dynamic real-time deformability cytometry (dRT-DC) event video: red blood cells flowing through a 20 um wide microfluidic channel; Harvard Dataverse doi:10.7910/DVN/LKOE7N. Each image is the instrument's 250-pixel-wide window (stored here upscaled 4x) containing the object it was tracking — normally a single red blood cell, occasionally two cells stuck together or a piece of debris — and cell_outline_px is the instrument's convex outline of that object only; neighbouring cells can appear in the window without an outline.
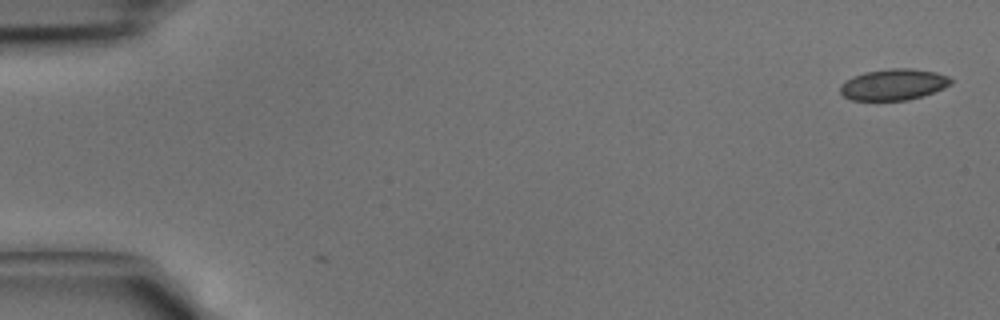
{"species": "common noctule bat (a hibernating species)", "species_latin": "Nyctalus noctula", "temperature_condition": "cold", "stored_images_in_passage": 2, "camera_frame_rate_fps": 3000, "um_per_image_px": 0.085, "animal": {"sex": "male", "body_mass_g": 15.6}, "frame": {"image": 1, "passage_image": 2, "time_ms": 0.333, "image_size_px": [1000, 320], "cell_outline_px": [[952, 84], [944, 88], [908, 100], [852, 100], [844, 96], [840, 92], [840, 84], [852, 76], [864, 72], [892, 68], [912, 68], [936, 72], [948, 76], [952, 80]], "centroid_in_image_um": [75.94, 7.17], "position_along_channel_um": 9.1, "area_um2": 20.11}}